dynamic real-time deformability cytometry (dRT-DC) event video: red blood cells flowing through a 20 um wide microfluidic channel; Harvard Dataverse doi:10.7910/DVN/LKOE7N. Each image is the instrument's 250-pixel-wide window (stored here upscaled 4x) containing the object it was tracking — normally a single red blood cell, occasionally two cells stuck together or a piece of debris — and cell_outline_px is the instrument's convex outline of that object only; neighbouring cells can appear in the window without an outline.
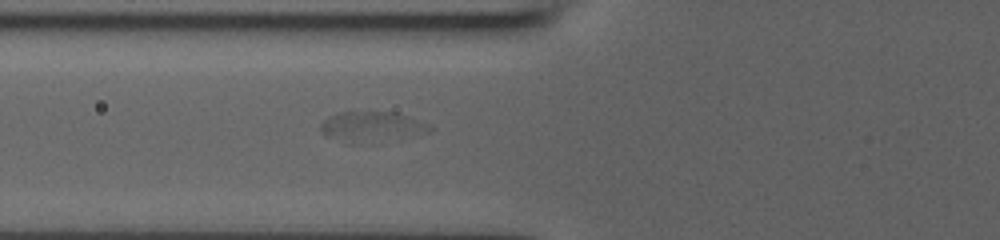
{"species": "human", "species_latin": "Homo sapiens", "temperature_condition": "room temperature", "stored_images_in_passage": 32, "camera_frame_rate_fps": 3000, "um_per_image_px": 0.085, "donor": {"sex": "male"}, "frame": {"image": 1, "passage_image": 19, "time_ms": 6.0, "image_size_px": [1000, 240], "cell_outline_px": [[432, 128], [428, 132], [348, 144], [324, 136], [320, 132], [320, 124], [324, 120], [332, 116], [344, 112], [396, 112], [428, 124]], "centroid_in_image_um": [31.48, 10.75], "position_along_channel_um": 94.3, "area_um2": 18.44}}